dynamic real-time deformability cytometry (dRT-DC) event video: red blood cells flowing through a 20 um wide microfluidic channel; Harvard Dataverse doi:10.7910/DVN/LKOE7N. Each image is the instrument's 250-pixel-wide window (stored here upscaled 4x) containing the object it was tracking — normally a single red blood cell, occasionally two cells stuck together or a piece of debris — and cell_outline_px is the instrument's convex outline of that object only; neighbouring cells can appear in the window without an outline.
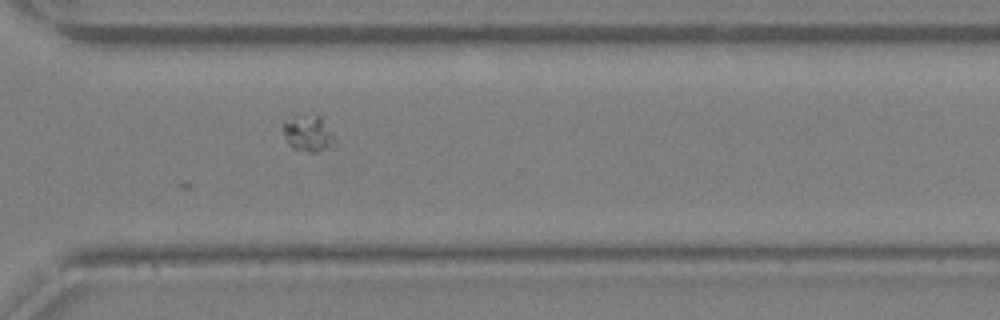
{"species": "Egyptian fruit bat (a non-hibernating species)", "species_latin": "Rousettus aegyptiacus", "temperature_condition": "warm", "stored_images_in_passage": 24, "camera_frame_rate_fps": 3000, "um_per_image_px": 0.085, "animal": {"sex": "female"}, "frame": {"image": 1, "passage_image": 15, "time_ms": 4.667, "image_size_px": [1000, 320], "cell_outline_px": [[336, 140], [332, 148], [316, 152], [308, 152], [292, 148], [288, 144], [284, 132], [284, 120], [316, 116], [320, 116], [336, 136]], "centroid_in_image_um": [26.27, 11.41], "position_along_channel_um": 344.3, "area_um2": 10.64}}
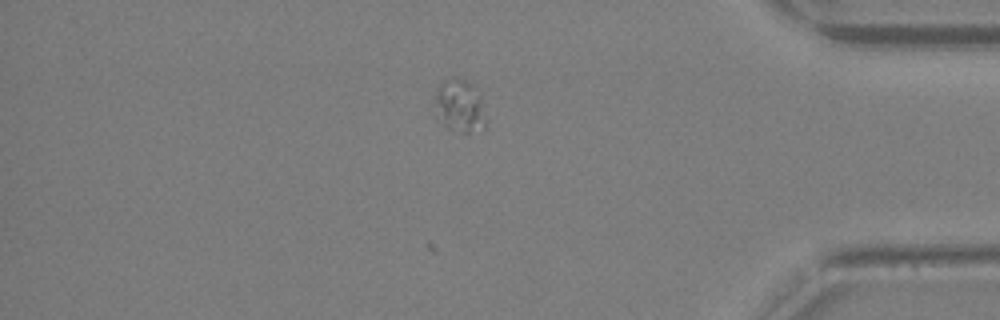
{"frame": {"image": 2, "passage_image": 19, "time_ms": 6.0, "image_size_px": [1000, 320], "cell_outline_px": [[484, 128], [472, 132], [452, 132], [436, 120], [436, 88], [444, 80], [452, 76], [456, 76], [472, 84], [480, 96], [484, 120]], "centroid_in_image_um": [39.01, 9.01], "position_along_channel_um": 396.2, "area_um2": 15.78}}
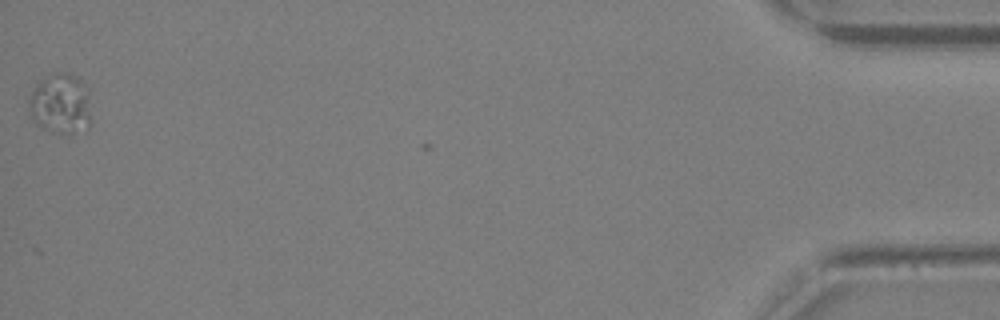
{"frame": {"image": 3, "passage_image": 24, "time_ms": 7.667, "image_size_px": [1000, 320], "cell_outline_px": [[92, 124], [88, 128], [72, 132], [52, 132], [36, 124], [28, 116], [28, 108], [32, 92], [36, 84], [40, 80], [52, 72], [68, 72], [76, 76], [88, 88], [92, 120]], "centroid_in_image_um": [5.16, 8.8], "position_along_channel_um": 430.0, "area_um2": 22.37}}